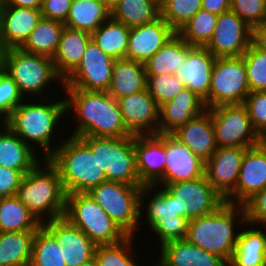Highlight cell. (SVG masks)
I'll return each instance as SVG.
<instances>
[{"label":"cell","instance_id":"obj_1","mask_svg":"<svg viewBox=\"0 0 266 266\" xmlns=\"http://www.w3.org/2000/svg\"><path fill=\"white\" fill-rule=\"evenodd\" d=\"M66 92L67 114L76 119L72 137H127L132 134L124 125L117 103L107 91L63 89ZM69 111V112H68Z\"/></svg>","mask_w":266,"mask_h":266},{"label":"cell","instance_id":"obj_2","mask_svg":"<svg viewBox=\"0 0 266 266\" xmlns=\"http://www.w3.org/2000/svg\"><path fill=\"white\" fill-rule=\"evenodd\" d=\"M236 222L248 225L244 205L225 202L215 212L191 219L185 239L229 263L240 234Z\"/></svg>","mask_w":266,"mask_h":266},{"label":"cell","instance_id":"obj_3","mask_svg":"<svg viewBox=\"0 0 266 266\" xmlns=\"http://www.w3.org/2000/svg\"><path fill=\"white\" fill-rule=\"evenodd\" d=\"M61 99L51 103H45L43 99V102L41 99L38 102L34 98L30 99L31 102L24 99L5 122L33 150L36 144L37 148L42 147V159H48L54 153L51 149L52 139L56 137L54 132L58 131L60 121H65L62 118L65 119L67 114L66 99Z\"/></svg>","mask_w":266,"mask_h":266},{"label":"cell","instance_id":"obj_4","mask_svg":"<svg viewBox=\"0 0 266 266\" xmlns=\"http://www.w3.org/2000/svg\"><path fill=\"white\" fill-rule=\"evenodd\" d=\"M43 161L24 175L16 194L41 223L64 217L66 203L58 169L48 159Z\"/></svg>","mask_w":266,"mask_h":266},{"label":"cell","instance_id":"obj_5","mask_svg":"<svg viewBox=\"0 0 266 266\" xmlns=\"http://www.w3.org/2000/svg\"><path fill=\"white\" fill-rule=\"evenodd\" d=\"M48 160L58 169L66 194L87 193L107 181L96 155L77 137H68L57 146Z\"/></svg>","mask_w":266,"mask_h":266},{"label":"cell","instance_id":"obj_6","mask_svg":"<svg viewBox=\"0 0 266 266\" xmlns=\"http://www.w3.org/2000/svg\"><path fill=\"white\" fill-rule=\"evenodd\" d=\"M0 67L10 75L26 99L27 96L28 98L37 96V99L41 95L43 97V92L49 83L59 81L62 88L64 86V81L58 75L52 58L28 53L21 48L6 49Z\"/></svg>","mask_w":266,"mask_h":266},{"label":"cell","instance_id":"obj_7","mask_svg":"<svg viewBox=\"0 0 266 266\" xmlns=\"http://www.w3.org/2000/svg\"><path fill=\"white\" fill-rule=\"evenodd\" d=\"M96 155L100 169L108 181L121 182L133 186H144L136 168L134 135L127 137H80Z\"/></svg>","mask_w":266,"mask_h":266},{"label":"cell","instance_id":"obj_8","mask_svg":"<svg viewBox=\"0 0 266 266\" xmlns=\"http://www.w3.org/2000/svg\"><path fill=\"white\" fill-rule=\"evenodd\" d=\"M149 193L152 198H149L150 201L146 205L145 202L148 201L146 198ZM139 210L140 222L142 216L146 214L144 217L147 219V226L150 227L152 233L154 232L158 236L157 243H160V247L165 243L186 238L189 220L179 216L176 198L164 187L158 185L142 186Z\"/></svg>","mask_w":266,"mask_h":266},{"label":"cell","instance_id":"obj_9","mask_svg":"<svg viewBox=\"0 0 266 266\" xmlns=\"http://www.w3.org/2000/svg\"><path fill=\"white\" fill-rule=\"evenodd\" d=\"M64 217L96 245L116 244L128 236L88 193L66 194Z\"/></svg>","mask_w":266,"mask_h":266},{"label":"cell","instance_id":"obj_10","mask_svg":"<svg viewBox=\"0 0 266 266\" xmlns=\"http://www.w3.org/2000/svg\"><path fill=\"white\" fill-rule=\"evenodd\" d=\"M141 189L142 186L107 180L87 193L128 236H135L140 223Z\"/></svg>","mask_w":266,"mask_h":266},{"label":"cell","instance_id":"obj_11","mask_svg":"<svg viewBox=\"0 0 266 266\" xmlns=\"http://www.w3.org/2000/svg\"><path fill=\"white\" fill-rule=\"evenodd\" d=\"M249 93L243 56L216 58L211 74L209 108L243 104Z\"/></svg>","mask_w":266,"mask_h":266},{"label":"cell","instance_id":"obj_12","mask_svg":"<svg viewBox=\"0 0 266 266\" xmlns=\"http://www.w3.org/2000/svg\"><path fill=\"white\" fill-rule=\"evenodd\" d=\"M217 147L250 148L260 143L243 104L209 108Z\"/></svg>","mask_w":266,"mask_h":266},{"label":"cell","instance_id":"obj_13","mask_svg":"<svg viewBox=\"0 0 266 266\" xmlns=\"http://www.w3.org/2000/svg\"><path fill=\"white\" fill-rule=\"evenodd\" d=\"M176 198L177 213L189 221L215 212L225 199L209 184L205 175L191 181L167 184L164 187Z\"/></svg>","mask_w":266,"mask_h":266},{"label":"cell","instance_id":"obj_14","mask_svg":"<svg viewBox=\"0 0 266 266\" xmlns=\"http://www.w3.org/2000/svg\"><path fill=\"white\" fill-rule=\"evenodd\" d=\"M114 60L91 40L80 65L64 81L63 88L108 91L112 82Z\"/></svg>","mask_w":266,"mask_h":266},{"label":"cell","instance_id":"obj_15","mask_svg":"<svg viewBox=\"0 0 266 266\" xmlns=\"http://www.w3.org/2000/svg\"><path fill=\"white\" fill-rule=\"evenodd\" d=\"M252 43V28L235 12L218 16L214 33L204 46L216 58L240 57Z\"/></svg>","mask_w":266,"mask_h":266},{"label":"cell","instance_id":"obj_16","mask_svg":"<svg viewBox=\"0 0 266 266\" xmlns=\"http://www.w3.org/2000/svg\"><path fill=\"white\" fill-rule=\"evenodd\" d=\"M266 188V146L260 143L247 148L235 190L225 202L244 205L256 193Z\"/></svg>","mask_w":266,"mask_h":266},{"label":"cell","instance_id":"obj_17","mask_svg":"<svg viewBox=\"0 0 266 266\" xmlns=\"http://www.w3.org/2000/svg\"><path fill=\"white\" fill-rule=\"evenodd\" d=\"M116 100L124 125L132 135L157 134L159 106L147 89Z\"/></svg>","mask_w":266,"mask_h":266},{"label":"cell","instance_id":"obj_18","mask_svg":"<svg viewBox=\"0 0 266 266\" xmlns=\"http://www.w3.org/2000/svg\"><path fill=\"white\" fill-rule=\"evenodd\" d=\"M247 148L218 147L205 163L204 175L209 184L226 199L236 188Z\"/></svg>","mask_w":266,"mask_h":266},{"label":"cell","instance_id":"obj_19","mask_svg":"<svg viewBox=\"0 0 266 266\" xmlns=\"http://www.w3.org/2000/svg\"><path fill=\"white\" fill-rule=\"evenodd\" d=\"M136 168L144 186L155 185L166 166V134L134 135Z\"/></svg>","mask_w":266,"mask_h":266},{"label":"cell","instance_id":"obj_20","mask_svg":"<svg viewBox=\"0 0 266 266\" xmlns=\"http://www.w3.org/2000/svg\"><path fill=\"white\" fill-rule=\"evenodd\" d=\"M215 59L207 48L193 46L174 74L186 88L204 101L206 109H209V89Z\"/></svg>","mask_w":266,"mask_h":266},{"label":"cell","instance_id":"obj_21","mask_svg":"<svg viewBox=\"0 0 266 266\" xmlns=\"http://www.w3.org/2000/svg\"><path fill=\"white\" fill-rule=\"evenodd\" d=\"M42 225L64 248L66 266H80L95 257L97 245L65 217L43 222Z\"/></svg>","mask_w":266,"mask_h":266},{"label":"cell","instance_id":"obj_22","mask_svg":"<svg viewBox=\"0 0 266 266\" xmlns=\"http://www.w3.org/2000/svg\"><path fill=\"white\" fill-rule=\"evenodd\" d=\"M175 33L161 16L151 23L130 27L126 58L145 64Z\"/></svg>","mask_w":266,"mask_h":266},{"label":"cell","instance_id":"obj_23","mask_svg":"<svg viewBox=\"0 0 266 266\" xmlns=\"http://www.w3.org/2000/svg\"><path fill=\"white\" fill-rule=\"evenodd\" d=\"M166 156L164 176L155 185L165 187L204 176L205 163L171 134H166Z\"/></svg>","mask_w":266,"mask_h":266},{"label":"cell","instance_id":"obj_24","mask_svg":"<svg viewBox=\"0 0 266 266\" xmlns=\"http://www.w3.org/2000/svg\"><path fill=\"white\" fill-rule=\"evenodd\" d=\"M171 135L204 163L212 157L218 148L209 109L190 119Z\"/></svg>","mask_w":266,"mask_h":266},{"label":"cell","instance_id":"obj_25","mask_svg":"<svg viewBox=\"0 0 266 266\" xmlns=\"http://www.w3.org/2000/svg\"><path fill=\"white\" fill-rule=\"evenodd\" d=\"M42 18L40 10L17 6H2L0 11V41L3 48H20Z\"/></svg>","mask_w":266,"mask_h":266},{"label":"cell","instance_id":"obj_26","mask_svg":"<svg viewBox=\"0 0 266 266\" xmlns=\"http://www.w3.org/2000/svg\"><path fill=\"white\" fill-rule=\"evenodd\" d=\"M205 110L204 101L185 87L172 100L159 107L157 134H172Z\"/></svg>","mask_w":266,"mask_h":266},{"label":"cell","instance_id":"obj_27","mask_svg":"<svg viewBox=\"0 0 266 266\" xmlns=\"http://www.w3.org/2000/svg\"><path fill=\"white\" fill-rule=\"evenodd\" d=\"M159 249V260L152 266H229L221 256L205 251L186 239L165 243Z\"/></svg>","mask_w":266,"mask_h":266},{"label":"cell","instance_id":"obj_28","mask_svg":"<svg viewBox=\"0 0 266 266\" xmlns=\"http://www.w3.org/2000/svg\"><path fill=\"white\" fill-rule=\"evenodd\" d=\"M91 34L64 27L52 60L58 75L65 81L80 65Z\"/></svg>","mask_w":266,"mask_h":266},{"label":"cell","instance_id":"obj_29","mask_svg":"<svg viewBox=\"0 0 266 266\" xmlns=\"http://www.w3.org/2000/svg\"><path fill=\"white\" fill-rule=\"evenodd\" d=\"M37 150L27 145L7 124L0 129V166L20 170L24 174L32 170L42 159Z\"/></svg>","mask_w":266,"mask_h":266},{"label":"cell","instance_id":"obj_30","mask_svg":"<svg viewBox=\"0 0 266 266\" xmlns=\"http://www.w3.org/2000/svg\"><path fill=\"white\" fill-rule=\"evenodd\" d=\"M147 73L144 64L127 58L115 59L112 82L107 91L113 98L133 95L146 89Z\"/></svg>","mask_w":266,"mask_h":266},{"label":"cell","instance_id":"obj_31","mask_svg":"<svg viewBox=\"0 0 266 266\" xmlns=\"http://www.w3.org/2000/svg\"><path fill=\"white\" fill-rule=\"evenodd\" d=\"M252 228L240 230L229 266H266V232Z\"/></svg>","mask_w":266,"mask_h":266},{"label":"cell","instance_id":"obj_32","mask_svg":"<svg viewBox=\"0 0 266 266\" xmlns=\"http://www.w3.org/2000/svg\"><path fill=\"white\" fill-rule=\"evenodd\" d=\"M193 46L189 45L177 32L161 47L145 64L147 75L177 73L184 62L187 52Z\"/></svg>","mask_w":266,"mask_h":266},{"label":"cell","instance_id":"obj_33","mask_svg":"<svg viewBox=\"0 0 266 266\" xmlns=\"http://www.w3.org/2000/svg\"><path fill=\"white\" fill-rule=\"evenodd\" d=\"M110 17L111 11L98 0H72L64 25L92 34Z\"/></svg>","mask_w":266,"mask_h":266},{"label":"cell","instance_id":"obj_34","mask_svg":"<svg viewBox=\"0 0 266 266\" xmlns=\"http://www.w3.org/2000/svg\"><path fill=\"white\" fill-rule=\"evenodd\" d=\"M35 233L0 232V266H29Z\"/></svg>","mask_w":266,"mask_h":266},{"label":"cell","instance_id":"obj_35","mask_svg":"<svg viewBox=\"0 0 266 266\" xmlns=\"http://www.w3.org/2000/svg\"><path fill=\"white\" fill-rule=\"evenodd\" d=\"M64 27L62 22L42 17L20 48L28 53L53 58Z\"/></svg>","mask_w":266,"mask_h":266},{"label":"cell","instance_id":"obj_36","mask_svg":"<svg viewBox=\"0 0 266 266\" xmlns=\"http://www.w3.org/2000/svg\"><path fill=\"white\" fill-rule=\"evenodd\" d=\"M41 225L16 195L0 198V232L37 230Z\"/></svg>","mask_w":266,"mask_h":266},{"label":"cell","instance_id":"obj_37","mask_svg":"<svg viewBox=\"0 0 266 266\" xmlns=\"http://www.w3.org/2000/svg\"><path fill=\"white\" fill-rule=\"evenodd\" d=\"M130 27L109 18L91 34V39L114 59L126 58Z\"/></svg>","mask_w":266,"mask_h":266},{"label":"cell","instance_id":"obj_38","mask_svg":"<svg viewBox=\"0 0 266 266\" xmlns=\"http://www.w3.org/2000/svg\"><path fill=\"white\" fill-rule=\"evenodd\" d=\"M160 17V8L151 0H119L111 10V18L128 27L151 23Z\"/></svg>","mask_w":266,"mask_h":266},{"label":"cell","instance_id":"obj_39","mask_svg":"<svg viewBox=\"0 0 266 266\" xmlns=\"http://www.w3.org/2000/svg\"><path fill=\"white\" fill-rule=\"evenodd\" d=\"M64 248L55 237L41 225L35 233L29 266H66Z\"/></svg>","mask_w":266,"mask_h":266},{"label":"cell","instance_id":"obj_40","mask_svg":"<svg viewBox=\"0 0 266 266\" xmlns=\"http://www.w3.org/2000/svg\"><path fill=\"white\" fill-rule=\"evenodd\" d=\"M218 15L200 9L177 33L191 46L204 47L211 39Z\"/></svg>","mask_w":266,"mask_h":266},{"label":"cell","instance_id":"obj_41","mask_svg":"<svg viewBox=\"0 0 266 266\" xmlns=\"http://www.w3.org/2000/svg\"><path fill=\"white\" fill-rule=\"evenodd\" d=\"M134 236H127L116 244L97 245L95 260L101 266H137L133 254Z\"/></svg>","mask_w":266,"mask_h":266},{"label":"cell","instance_id":"obj_42","mask_svg":"<svg viewBox=\"0 0 266 266\" xmlns=\"http://www.w3.org/2000/svg\"><path fill=\"white\" fill-rule=\"evenodd\" d=\"M242 56L250 92L266 91V52L252 42Z\"/></svg>","mask_w":266,"mask_h":266},{"label":"cell","instance_id":"obj_43","mask_svg":"<svg viewBox=\"0 0 266 266\" xmlns=\"http://www.w3.org/2000/svg\"><path fill=\"white\" fill-rule=\"evenodd\" d=\"M202 0H168L160 16L177 32L200 9Z\"/></svg>","mask_w":266,"mask_h":266},{"label":"cell","instance_id":"obj_44","mask_svg":"<svg viewBox=\"0 0 266 266\" xmlns=\"http://www.w3.org/2000/svg\"><path fill=\"white\" fill-rule=\"evenodd\" d=\"M183 88L184 84L175 75H147L146 89L159 107L172 100Z\"/></svg>","mask_w":266,"mask_h":266},{"label":"cell","instance_id":"obj_45","mask_svg":"<svg viewBox=\"0 0 266 266\" xmlns=\"http://www.w3.org/2000/svg\"><path fill=\"white\" fill-rule=\"evenodd\" d=\"M17 84L0 67V118L4 123L10 118L12 111L24 100Z\"/></svg>","mask_w":266,"mask_h":266},{"label":"cell","instance_id":"obj_46","mask_svg":"<svg viewBox=\"0 0 266 266\" xmlns=\"http://www.w3.org/2000/svg\"><path fill=\"white\" fill-rule=\"evenodd\" d=\"M230 10L252 29L266 23V0H231Z\"/></svg>","mask_w":266,"mask_h":266},{"label":"cell","instance_id":"obj_47","mask_svg":"<svg viewBox=\"0 0 266 266\" xmlns=\"http://www.w3.org/2000/svg\"><path fill=\"white\" fill-rule=\"evenodd\" d=\"M243 105L247 109L253 129L260 136L266 129V91L250 92Z\"/></svg>","mask_w":266,"mask_h":266},{"label":"cell","instance_id":"obj_48","mask_svg":"<svg viewBox=\"0 0 266 266\" xmlns=\"http://www.w3.org/2000/svg\"><path fill=\"white\" fill-rule=\"evenodd\" d=\"M244 208L249 227L251 224H258V227L262 225L265 226L263 229H266V188L249 199Z\"/></svg>","mask_w":266,"mask_h":266},{"label":"cell","instance_id":"obj_49","mask_svg":"<svg viewBox=\"0 0 266 266\" xmlns=\"http://www.w3.org/2000/svg\"><path fill=\"white\" fill-rule=\"evenodd\" d=\"M24 175L20 170L0 166V198L15 196Z\"/></svg>","mask_w":266,"mask_h":266},{"label":"cell","instance_id":"obj_50","mask_svg":"<svg viewBox=\"0 0 266 266\" xmlns=\"http://www.w3.org/2000/svg\"><path fill=\"white\" fill-rule=\"evenodd\" d=\"M72 0H42V17L65 23L71 7Z\"/></svg>","mask_w":266,"mask_h":266},{"label":"cell","instance_id":"obj_51","mask_svg":"<svg viewBox=\"0 0 266 266\" xmlns=\"http://www.w3.org/2000/svg\"><path fill=\"white\" fill-rule=\"evenodd\" d=\"M201 9L220 15L231 9V0H202Z\"/></svg>","mask_w":266,"mask_h":266},{"label":"cell","instance_id":"obj_52","mask_svg":"<svg viewBox=\"0 0 266 266\" xmlns=\"http://www.w3.org/2000/svg\"><path fill=\"white\" fill-rule=\"evenodd\" d=\"M252 42L266 52V23L252 29Z\"/></svg>","mask_w":266,"mask_h":266},{"label":"cell","instance_id":"obj_53","mask_svg":"<svg viewBox=\"0 0 266 266\" xmlns=\"http://www.w3.org/2000/svg\"><path fill=\"white\" fill-rule=\"evenodd\" d=\"M3 6H17L40 10L42 6V0H3Z\"/></svg>","mask_w":266,"mask_h":266},{"label":"cell","instance_id":"obj_54","mask_svg":"<svg viewBox=\"0 0 266 266\" xmlns=\"http://www.w3.org/2000/svg\"><path fill=\"white\" fill-rule=\"evenodd\" d=\"M100 3L105 5L110 11L119 2V0H98Z\"/></svg>","mask_w":266,"mask_h":266},{"label":"cell","instance_id":"obj_55","mask_svg":"<svg viewBox=\"0 0 266 266\" xmlns=\"http://www.w3.org/2000/svg\"><path fill=\"white\" fill-rule=\"evenodd\" d=\"M157 7H159L160 9L164 6V4L168 1V0H151Z\"/></svg>","mask_w":266,"mask_h":266},{"label":"cell","instance_id":"obj_56","mask_svg":"<svg viewBox=\"0 0 266 266\" xmlns=\"http://www.w3.org/2000/svg\"><path fill=\"white\" fill-rule=\"evenodd\" d=\"M260 144L263 145V146H266V129L260 135Z\"/></svg>","mask_w":266,"mask_h":266},{"label":"cell","instance_id":"obj_57","mask_svg":"<svg viewBox=\"0 0 266 266\" xmlns=\"http://www.w3.org/2000/svg\"><path fill=\"white\" fill-rule=\"evenodd\" d=\"M5 49L3 48L1 41H0V64L2 63L3 56H4Z\"/></svg>","mask_w":266,"mask_h":266},{"label":"cell","instance_id":"obj_58","mask_svg":"<svg viewBox=\"0 0 266 266\" xmlns=\"http://www.w3.org/2000/svg\"><path fill=\"white\" fill-rule=\"evenodd\" d=\"M80 266H95V258H93L92 260H90L84 264H81Z\"/></svg>","mask_w":266,"mask_h":266},{"label":"cell","instance_id":"obj_59","mask_svg":"<svg viewBox=\"0 0 266 266\" xmlns=\"http://www.w3.org/2000/svg\"><path fill=\"white\" fill-rule=\"evenodd\" d=\"M2 6H3V0H0V11L2 9Z\"/></svg>","mask_w":266,"mask_h":266},{"label":"cell","instance_id":"obj_60","mask_svg":"<svg viewBox=\"0 0 266 266\" xmlns=\"http://www.w3.org/2000/svg\"><path fill=\"white\" fill-rule=\"evenodd\" d=\"M3 124H4V121L0 118V128L1 126H3Z\"/></svg>","mask_w":266,"mask_h":266},{"label":"cell","instance_id":"obj_61","mask_svg":"<svg viewBox=\"0 0 266 266\" xmlns=\"http://www.w3.org/2000/svg\"><path fill=\"white\" fill-rule=\"evenodd\" d=\"M95 266H101L100 264H98L97 262H96V260H95Z\"/></svg>","mask_w":266,"mask_h":266}]
</instances>
